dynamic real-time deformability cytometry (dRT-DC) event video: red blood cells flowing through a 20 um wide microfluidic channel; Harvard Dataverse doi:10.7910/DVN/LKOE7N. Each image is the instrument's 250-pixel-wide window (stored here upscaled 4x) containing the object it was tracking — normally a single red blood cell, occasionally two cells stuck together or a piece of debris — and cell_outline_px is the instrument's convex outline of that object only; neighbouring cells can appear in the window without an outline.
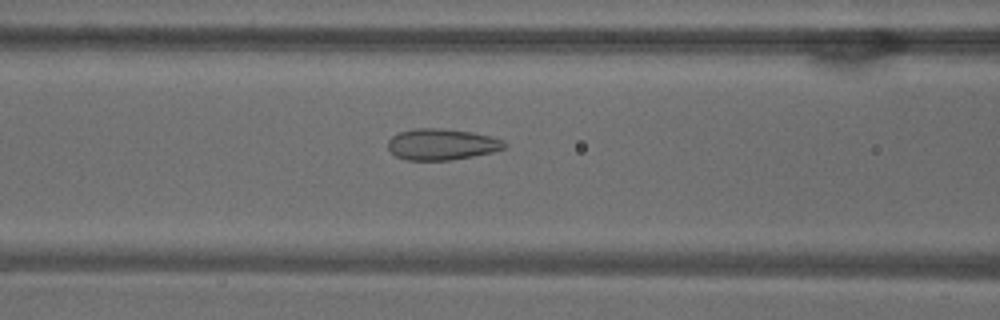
{"species": "common noctule bat (a hibernating species)", "species_latin": "Nyctalus noctula", "temperature_condition": "warm", "stored_images_in_passage": 52, "camera_frame_rate_fps": 3000, "um_per_image_px": 0.085, "animal": {"sex": "male", "body_mass_g": 18.8}, "frame": {"image": 1, "passage_image": 21, "time_ms": 6.667, "image_size_px": [1000, 320], "cell_outline_px": [[508, 144], [504, 148], [492, 152], [472, 156], [448, 160], [404, 160], [396, 156], [388, 148], [388, 140], [392, 136], [400, 132], [412, 128], [440, 128], [472, 132], [504, 140]], "centroid_in_image_um": [37.53, 12.26], "position_along_channel_um": 129.1, "area_um2": 21.15}}
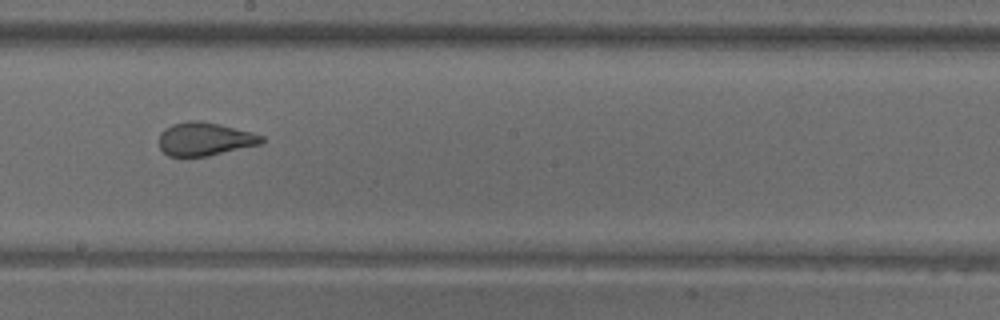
{"frame": {"image": 2, "passage_image": 29, "time_ms": 9.333, "image_size_px": [1000, 320], "cell_outline_px": [[264, 140], [260, 144], [208, 156], [168, 156], [160, 148], [160, 132], [164, 128], [172, 124], [188, 120], [200, 120], [252, 132], [264, 136]], "centroid_in_image_um": [17.39, 11.81], "position_along_channel_um": 230.8, "area_um2": 19.83}}
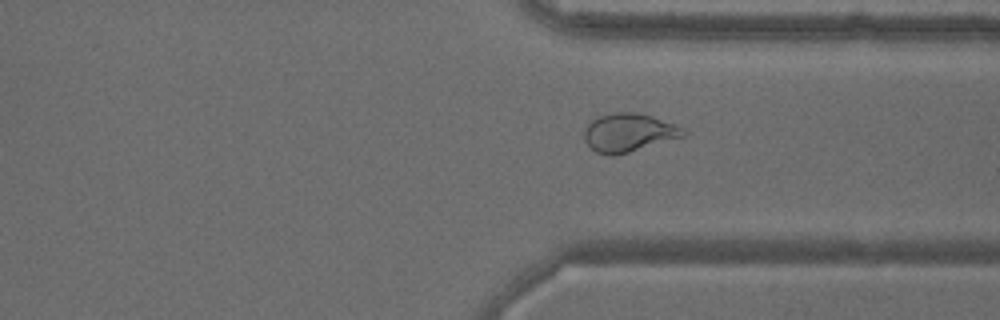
{"frame": {"image": 3, "passage_image": 39, "time_ms": 12.667, "image_size_px": [1000, 320], "cell_outline_px": [[688, 132], [684, 136], [616, 156], [608, 156], [596, 152], [584, 140], [584, 128], [592, 120], [600, 116], [612, 112], [640, 112], [676, 124], [684, 128]], "centroid_in_image_um": [53.45, 11.27], "position_along_channel_um": 358.0, "area_um2": 22.37}, "authors_computed_cell_mechanics": {"area_um2": 24.3916, "velocity_mm_per_s": 3.8167, "shape_relaxation_time_tau1_ms": null, "shape_relaxation_time_tau2_ms": 0.8892, "deformation_change_tau1": null, "deformation_change_tau2": 0.0804}}